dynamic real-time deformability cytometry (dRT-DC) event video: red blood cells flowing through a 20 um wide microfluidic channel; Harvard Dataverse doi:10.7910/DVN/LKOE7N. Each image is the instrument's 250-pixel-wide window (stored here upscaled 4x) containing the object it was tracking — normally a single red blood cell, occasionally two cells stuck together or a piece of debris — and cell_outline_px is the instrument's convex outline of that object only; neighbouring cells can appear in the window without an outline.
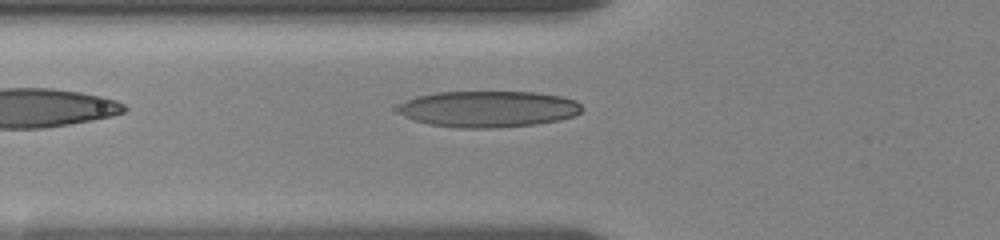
{"species": "human", "species_latin": "Homo sapiens", "temperature_condition": "room temperature", "stored_images_in_passage": 21, "camera_frame_rate_fps": 3000, "um_per_image_px": 0.085, "donor": {"sex": "female"}, "frame": {"image": 1, "passage_image": 21, "time_ms": 6.0, "image_size_px": [1000, 240], "cell_outline_px": [[584, 108], [580, 112], [572, 116], [556, 120], [536, 124], [492, 128], [460, 128], [428, 124], [404, 116], [400, 112], [400, 104], [416, 96], [436, 92], [532, 92], [560, 96], [576, 100]], "centroid_in_image_um": [41.52, 9.26], "position_along_channel_um": 84.3, "area_um2": 38.61}}